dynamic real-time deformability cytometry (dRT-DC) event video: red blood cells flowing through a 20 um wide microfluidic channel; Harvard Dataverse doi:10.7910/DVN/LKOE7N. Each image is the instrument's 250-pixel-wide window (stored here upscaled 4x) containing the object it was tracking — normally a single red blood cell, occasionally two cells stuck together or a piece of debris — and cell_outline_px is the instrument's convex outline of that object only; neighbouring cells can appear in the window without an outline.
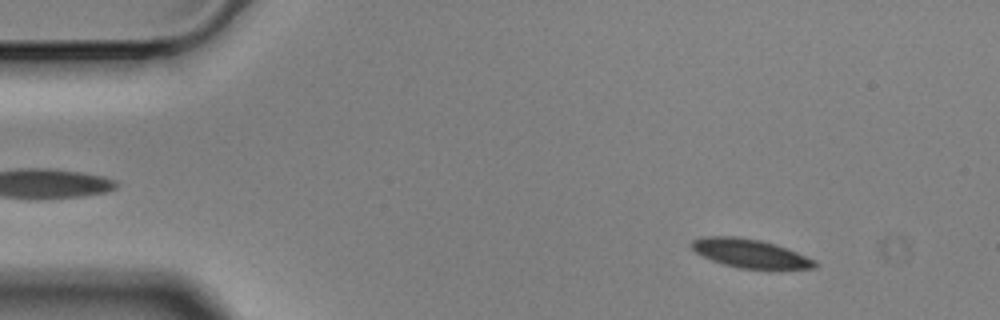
{"species": "Egyptian fruit bat (a non-hibernating species)", "species_latin": "Rousettus aegyptiacus", "temperature_condition": "cold", "stored_images_in_passage": 53, "camera_frame_rate_fps": 3000, "um_per_image_px": 0.085, "animal": {"sex": "male"}, "frame": {"image": 1, "passage_image": 3, "time_ms": 0.667, "image_size_px": [1000, 320], "cell_outline_px": [[816, 268], [768, 272], [736, 268], [712, 260], [696, 252], [692, 248], [692, 240], [704, 236], [736, 236], [760, 240], [776, 244], [816, 260]], "centroid_in_image_um": [63.85, 21.6], "position_along_channel_um": 21.2, "area_um2": 21.39}}
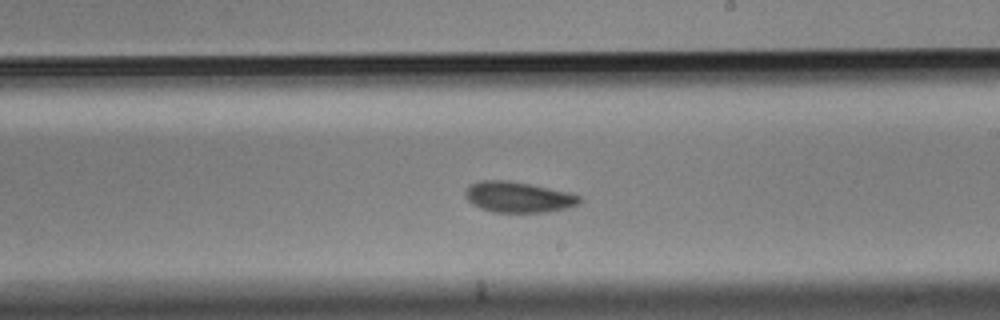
{"frame": {"image": 2, "passage_image": 29, "time_ms": 9.333, "image_size_px": [1000, 320], "cell_outline_px": [[580, 200], [576, 204], [564, 208], [548, 212], [492, 212], [480, 208], [472, 204], [464, 196], [464, 192], [472, 184], [480, 180], [508, 180], [568, 192], [580, 196]], "centroid_in_image_um": [43.99, 16.75], "position_along_channel_um": 245.0, "area_um2": 20.17}}
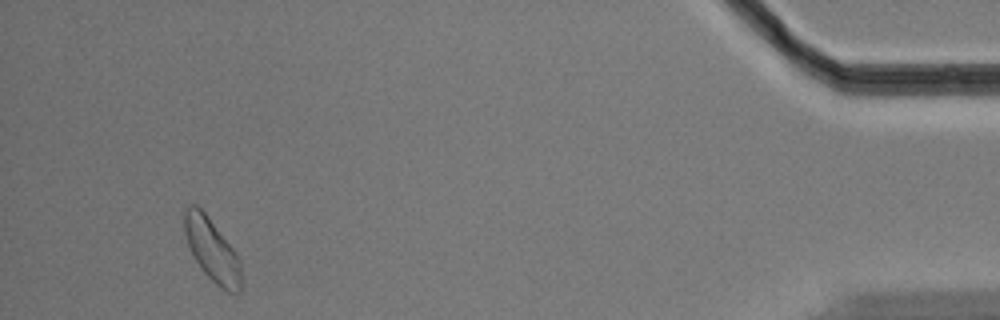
{"frame": {"image": 3, "passage_image": 50, "time_ms": 16.333, "image_size_px": [1000, 320], "cell_outline_px": [[244, 284], [240, 292], [228, 292], [220, 288], [204, 272], [196, 260], [188, 244], [184, 232], [184, 204], [196, 204], [208, 216], [236, 252], [240, 260]], "centroid_in_image_um": [18.05, 21.25], "position_along_channel_um": 417.1, "area_um2": 21.1}, "authors_computed_cell_mechanics": {"area_um2": 20.6346, "velocity_mm_per_s": 3.4928, "shape_relaxation_time_tau1_ms": 4.4054, "shape_relaxation_time_tau2_ms": 5.373, "deformation_change_tau1": 0.0848, "deformation_change_tau2": 0.0751}}